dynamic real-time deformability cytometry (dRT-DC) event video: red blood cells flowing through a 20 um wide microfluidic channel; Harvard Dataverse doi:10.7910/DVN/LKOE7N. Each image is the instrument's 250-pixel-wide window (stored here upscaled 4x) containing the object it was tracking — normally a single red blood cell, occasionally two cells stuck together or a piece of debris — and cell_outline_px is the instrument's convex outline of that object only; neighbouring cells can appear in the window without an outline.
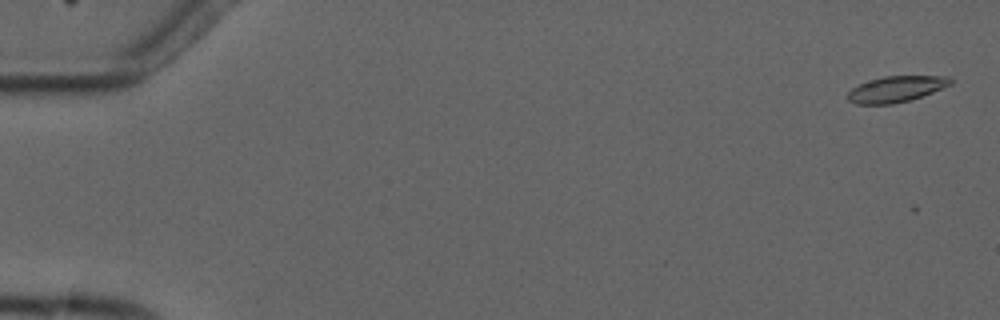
{"species": "common noctule bat (a hibernating species)", "species_latin": "Nyctalus noctula", "temperature_condition": "cold", "stored_images_in_passage": 7, "camera_frame_rate_fps": 3000, "um_per_image_px": 0.085, "animal": {"sex": "male", "forearm_length_mm": 52.5}, "frame": {"image": 1, "passage_image": 1, "time_ms": 0.0, "image_size_px": [1000, 320], "cell_outline_px": [[952, 84], [932, 92], [908, 100], [892, 104], [856, 104], [848, 100], [848, 92], [852, 88], [860, 84], [884, 76], [948, 76], [952, 80]], "centroid_in_image_um": [76.17, 7.57], "position_along_channel_um": 8.8, "area_um2": 15.26}}
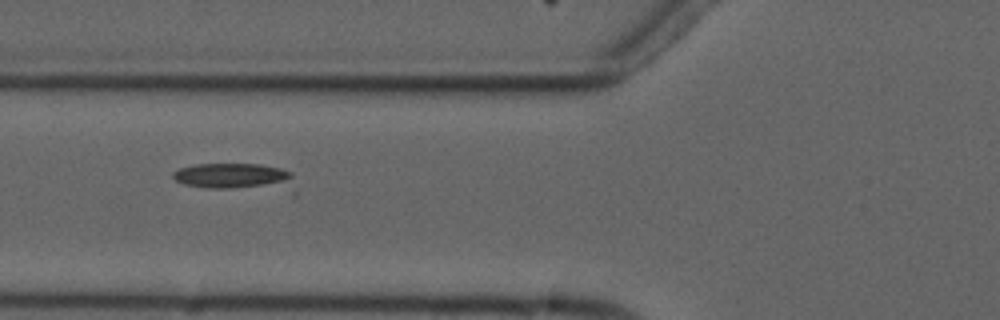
{"frame": {"image": 2, "passage_image": 7, "time_ms": 6.667, "image_size_px": [1000, 320], "cell_outline_px": [[292, 176], [288, 184], [228, 188], [208, 188], [184, 184], [176, 180], [172, 176], [172, 172], [180, 168], [196, 164], [260, 164], [280, 168], [292, 172]], "centroid_in_image_um": [19.69, 14.93], "position_along_channel_um": 106.1, "area_um2": 17.34}}